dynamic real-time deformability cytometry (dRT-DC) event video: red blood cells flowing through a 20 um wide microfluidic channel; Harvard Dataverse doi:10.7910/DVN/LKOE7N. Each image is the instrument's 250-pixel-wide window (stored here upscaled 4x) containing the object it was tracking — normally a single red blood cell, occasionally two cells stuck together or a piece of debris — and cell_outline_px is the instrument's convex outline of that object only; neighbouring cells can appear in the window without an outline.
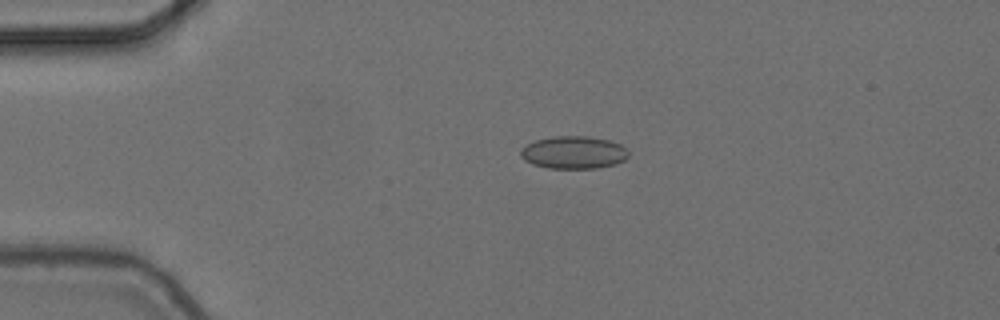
{"species": "common noctule bat (a hibernating species)", "species_latin": "Nyctalus noctula", "temperature_condition": "cold", "stored_images_in_passage": 4, "camera_frame_rate_fps": 3000, "um_per_image_px": 0.085, "animal": {"sex": "female", "body_mass_g": 24.6, "forearm_length_mm": 56.2}, "frame": {"image": 1, "passage_image": 3, "time_ms": 0.667, "image_size_px": [1000, 320], "cell_outline_px": [[628, 156], [624, 160], [616, 164], [596, 168], [548, 168], [532, 164], [524, 160], [520, 156], [520, 148], [536, 140], [552, 136], [588, 136], [608, 140], [620, 144], [628, 152]], "centroid_in_image_um": [48.73, 12.96], "position_along_channel_um": 36.3, "area_um2": 20.52}}